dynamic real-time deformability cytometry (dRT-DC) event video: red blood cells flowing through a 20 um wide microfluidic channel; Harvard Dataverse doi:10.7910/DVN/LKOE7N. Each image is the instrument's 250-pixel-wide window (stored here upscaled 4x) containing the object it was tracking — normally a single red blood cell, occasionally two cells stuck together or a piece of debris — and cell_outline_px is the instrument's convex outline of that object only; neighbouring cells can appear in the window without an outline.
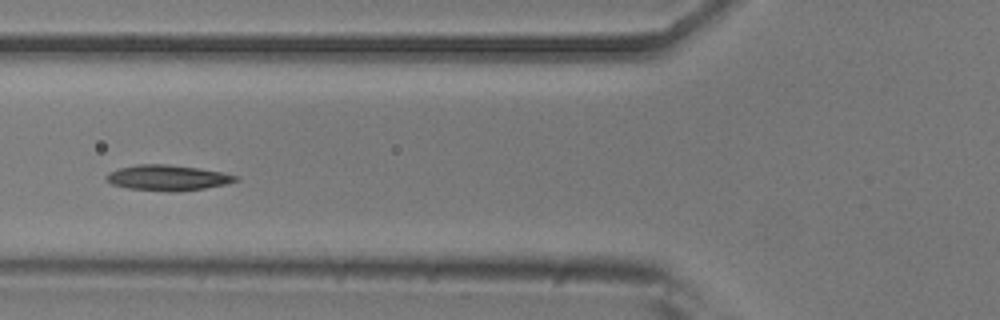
{"species": "common noctule bat (a hibernating species)", "species_latin": "Nyctalus noctula", "temperature_condition": "room temperature", "stored_images_in_passage": 5, "camera_frame_rate_fps": 3000, "um_per_image_px": 0.085, "animal": {"sex": "male", "body_mass_g": 20.5, "forearm_length_mm": 52.5}, "frame": {"image": 1, "passage_image": 5, "time_ms": 1.333, "image_size_px": [1000, 320], "cell_outline_px": [[240, 180], [224, 184], [204, 188], [176, 192], [168, 192], [128, 188], [112, 184], [104, 176], [108, 172], [120, 168], [136, 164], [168, 164], [200, 168], [224, 172], [240, 176]], "centroid_in_image_um": [14.28, 15.1], "position_along_channel_um": 111.5, "area_um2": 19.42}}